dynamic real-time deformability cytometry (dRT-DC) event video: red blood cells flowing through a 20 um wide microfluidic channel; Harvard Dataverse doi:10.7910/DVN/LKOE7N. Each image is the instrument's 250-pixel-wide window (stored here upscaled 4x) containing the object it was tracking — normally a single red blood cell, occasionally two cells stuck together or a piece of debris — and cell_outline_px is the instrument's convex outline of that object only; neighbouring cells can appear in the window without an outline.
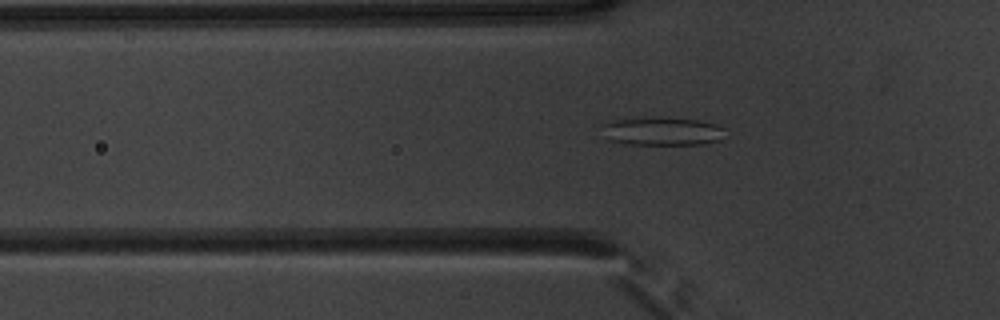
{"species": "common noctule bat (a hibernating species)", "species_latin": "Nyctalus noctula", "temperature_condition": "warm", "stored_images_in_passage": 46, "segment_of_instrument_passage": [1, 2], "camera_frame_rate_fps": 3000, "um_per_image_px": 0.085, "animal": {"sex": "male", "body_mass_g": 20.1, "forearm_length_mm": 53.5}, "frame": {"image": 1, "passage_image": 13, "time_ms": 4.0, "image_size_px": [1000, 320], "cell_outline_px": [[724, 128], [720, 140], [704, 144], [628, 144], [608, 140], [600, 124], [612, 120], [644, 116], [660, 116], [700, 120], [716, 124]], "centroid_in_image_um": [56.24, 11.12], "position_along_channel_um": 69.6, "area_um2": 20.75}}
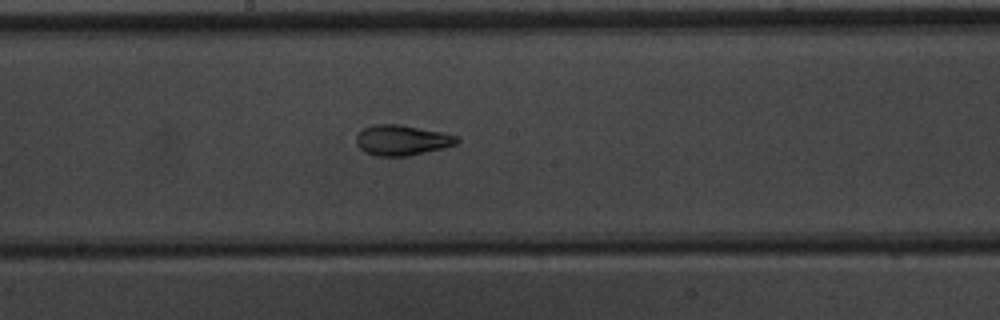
{"frame": {"image": 2, "passage_image": 24, "time_ms": 7.667, "image_size_px": [1000, 320], "cell_outline_px": [[460, 140], [456, 144], [444, 148], [408, 156], [376, 156], [364, 152], [356, 144], [356, 136], [364, 128], [372, 124], [400, 124], [440, 132], [456, 136]], "centroid_in_image_um": [34.14, 11.92], "position_along_channel_um": 214.1, "area_um2": 17.8}}
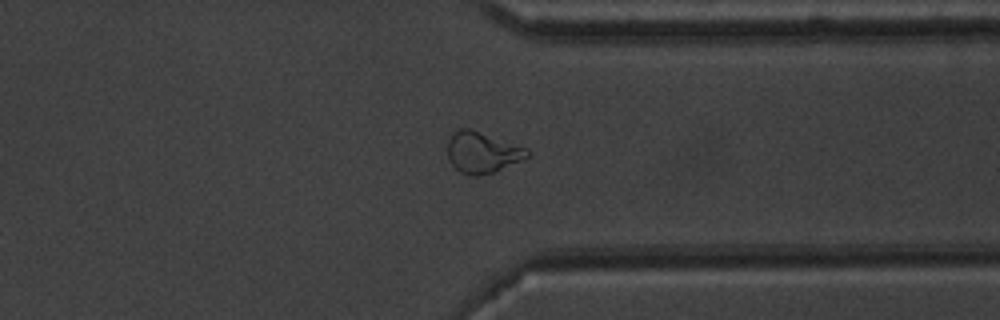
{"frame": {"image": 3, "passage_image": 36, "time_ms": 11.667, "image_size_px": [1000, 320], "cell_outline_px": [[532, 156], [492, 172], [476, 176], [460, 172], [448, 160], [448, 140], [460, 128], [468, 128], [528, 148], [532, 152]], "centroid_in_image_um": [41.03, 12.96], "position_along_channel_um": 370.4, "area_um2": 18.84}}